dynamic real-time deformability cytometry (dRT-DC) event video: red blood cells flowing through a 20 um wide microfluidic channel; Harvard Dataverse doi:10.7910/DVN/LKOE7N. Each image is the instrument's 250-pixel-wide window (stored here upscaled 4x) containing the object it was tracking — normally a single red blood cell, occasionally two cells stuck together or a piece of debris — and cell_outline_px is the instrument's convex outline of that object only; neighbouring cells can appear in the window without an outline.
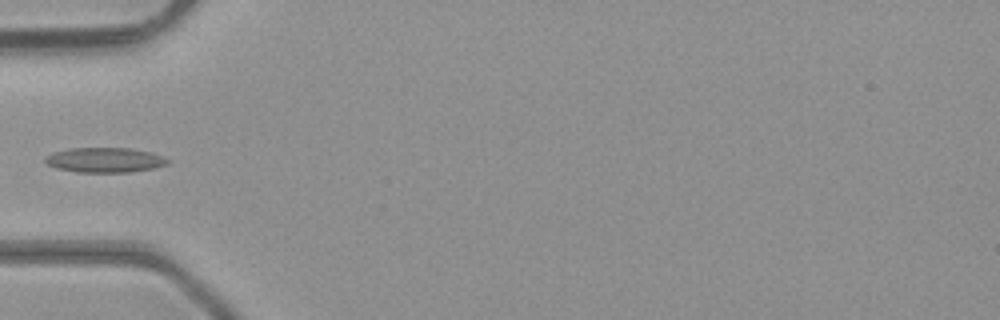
{"species": "common noctule bat (a hibernating species)", "species_latin": "Nyctalus noctula", "temperature_condition": "room temperature", "stored_images_in_passage": 4, "camera_frame_rate_fps": 3000, "um_per_image_px": 0.085, "animal": {"sex": "male", "body_mass_g": 23.1, "forearm_length_mm": 52.7}, "frame": {"image": 1, "passage_image": 4, "time_ms": 1.0, "image_size_px": [1000, 320], "cell_outline_px": [[172, 160], [168, 164], [156, 168], [132, 172], [76, 172], [56, 168], [48, 164], [44, 160], [44, 156], [52, 152], [68, 148], [128, 148], [148, 152], [164, 156]], "centroid_in_image_um": [8.92, 13.6], "position_along_channel_um": 76.1, "area_um2": 17.98}}